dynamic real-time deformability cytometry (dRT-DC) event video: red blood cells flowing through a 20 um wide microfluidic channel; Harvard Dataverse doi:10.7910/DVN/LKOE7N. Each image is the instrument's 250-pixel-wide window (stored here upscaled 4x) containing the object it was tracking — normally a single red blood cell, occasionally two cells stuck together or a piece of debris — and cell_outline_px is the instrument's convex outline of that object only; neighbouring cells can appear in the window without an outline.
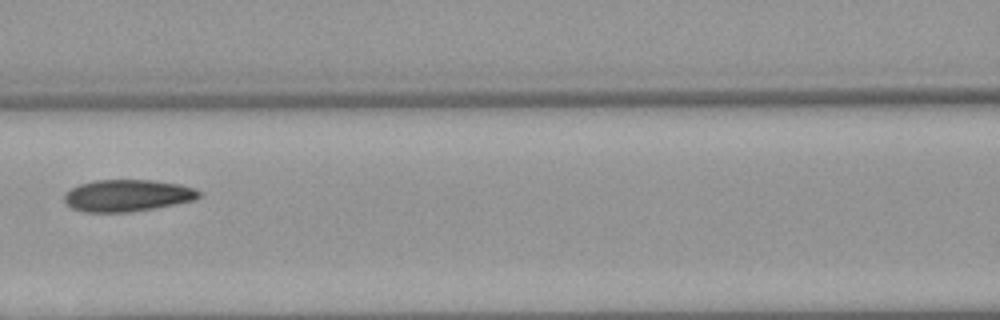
{"species": "Egyptian fruit bat (a non-hibernating species)", "species_latin": "Rousettus aegyptiacus", "temperature_condition": "warm", "stored_images_in_passage": 7, "camera_frame_rate_fps": 3000, "um_per_image_px": 0.085, "animal": {"sex": "female"}, "frame": {"image": 1, "passage_image": 7, "time_ms": 8.0, "image_size_px": [1000, 320], "cell_outline_px": [[200, 196], [196, 200], [176, 204], [128, 212], [84, 212], [72, 208], [64, 200], [64, 192], [80, 184], [96, 180], [152, 180], [180, 184], [196, 188], [200, 192]], "centroid_in_image_um": [10.84, 16.61], "position_along_channel_um": 155.8, "area_um2": 25.03}}